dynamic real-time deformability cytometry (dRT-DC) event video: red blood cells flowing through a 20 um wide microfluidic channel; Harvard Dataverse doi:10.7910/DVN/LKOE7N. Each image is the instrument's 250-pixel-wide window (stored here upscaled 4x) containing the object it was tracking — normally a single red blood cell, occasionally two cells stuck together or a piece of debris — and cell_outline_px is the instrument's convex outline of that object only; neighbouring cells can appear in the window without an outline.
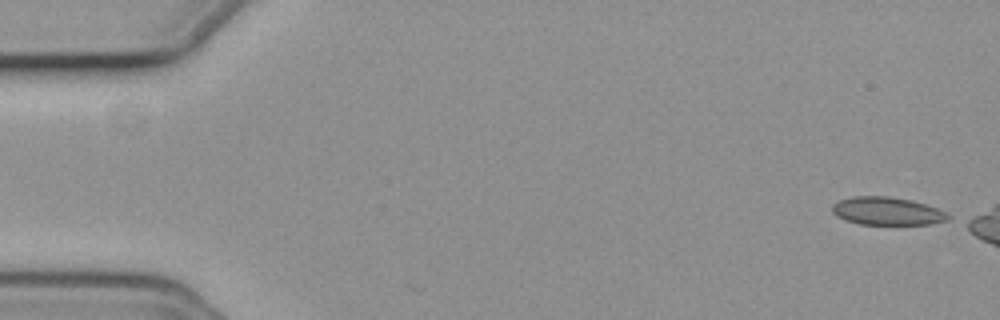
{"species": "common noctule bat (a hibernating species)", "species_latin": "Nyctalus noctula", "temperature_condition": "cold", "stored_images_in_passage": 48, "camera_frame_rate_fps": 3000, "um_per_image_px": 0.085, "animal": {"sex": "female", "body_mass_g": 19.3, "forearm_length_mm": 54.1}, "frame": {"image": 1, "passage_image": 1, "time_ms": 0.0, "image_size_px": [1000, 320], "cell_outline_px": [[952, 216], [948, 220], [932, 224], [860, 224], [848, 220], [832, 212], [832, 204], [840, 200], [852, 196], [888, 196], [912, 200], [936, 208]], "centroid_in_image_um": [75.43, 17.93], "position_along_channel_um": 9.6, "area_um2": 18.67}}
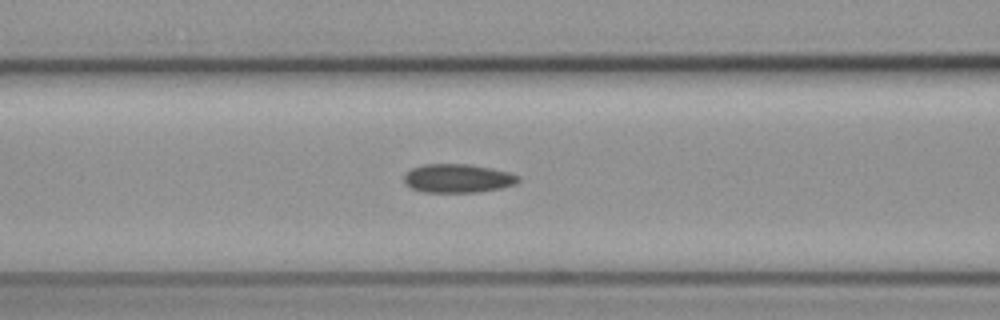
{"frame": {"image": 2, "passage_image": 22, "time_ms": 7.0, "image_size_px": [1000, 320], "cell_outline_px": [[520, 180], [516, 184], [500, 188], [476, 192], [424, 192], [412, 188], [404, 180], [404, 176], [412, 168], [424, 164], [468, 164], [508, 172], [520, 176]], "centroid_in_image_um": [38.93, 15.16], "position_along_channel_um": 127.7, "area_um2": 18.84}}
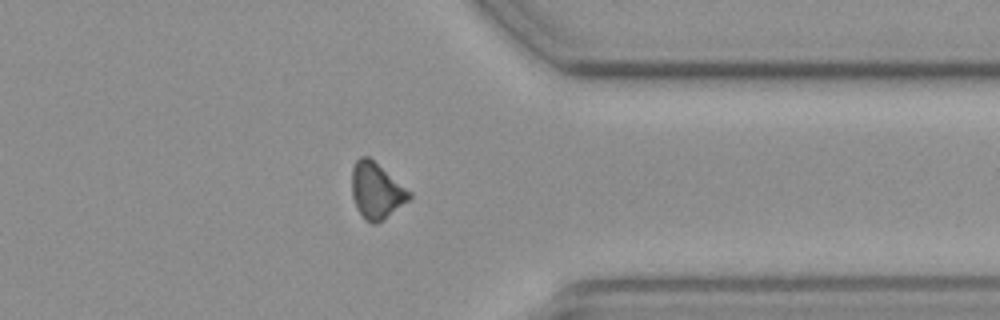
{"frame": {"image": 3, "passage_image": 43, "time_ms": 14.0, "image_size_px": [1000, 320], "cell_outline_px": [[412, 196], [408, 200], [384, 220], [376, 224], [372, 224], [364, 220], [356, 208], [352, 196], [352, 168], [356, 160], [360, 156], [368, 156], [412, 192]], "centroid_in_image_um": [31.98, 16.23], "position_along_channel_um": 379.4, "area_um2": 18.84}, "authors_computed_cell_mechanics": {"area_um2": 19.0162, "velocity_mm_per_s": 3.7204, "shape_relaxation_time_tau1_ms": null, "shape_relaxation_time_tau2_ms": 5.6287, "deformation_change_tau1": null, "deformation_change_tau2": 0.1038}}